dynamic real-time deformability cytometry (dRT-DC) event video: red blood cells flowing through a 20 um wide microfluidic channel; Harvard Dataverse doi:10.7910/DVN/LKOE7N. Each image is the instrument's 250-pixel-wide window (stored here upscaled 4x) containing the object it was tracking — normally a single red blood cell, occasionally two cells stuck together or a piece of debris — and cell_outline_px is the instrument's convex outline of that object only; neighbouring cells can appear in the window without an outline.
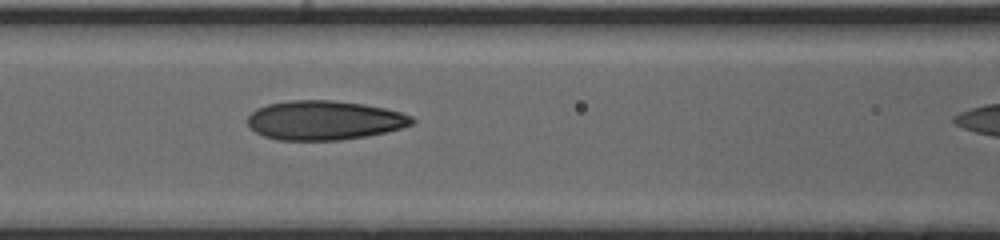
{"species": "human", "species_latin": "Homo sapiens", "temperature_condition": "cold", "stored_images_in_passage": 23, "camera_frame_rate_fps": 3000, "um_per_image_px": 0.085, "donor": {"sex": "male"}, "frame": {"image": 1, "passage_image": 22, "time_ms": 7.0, "image_size_px": [1000, 240], "cell_outline_px": [[416, 120], [412, 124], [400, 128], [368, 136], [340, 140], [280, 140], [264, 136], [256, 132], [248, 124], [248, 116], [256, 108], [268, 104], [292, 100], [332, 100], [364, 104], [384, 108], [400, 112], [412, 116]], "centroid_in_image_um": [27.57, 10.22], "position_along_channel_um": 139.0, "area_um2": 37.51}}